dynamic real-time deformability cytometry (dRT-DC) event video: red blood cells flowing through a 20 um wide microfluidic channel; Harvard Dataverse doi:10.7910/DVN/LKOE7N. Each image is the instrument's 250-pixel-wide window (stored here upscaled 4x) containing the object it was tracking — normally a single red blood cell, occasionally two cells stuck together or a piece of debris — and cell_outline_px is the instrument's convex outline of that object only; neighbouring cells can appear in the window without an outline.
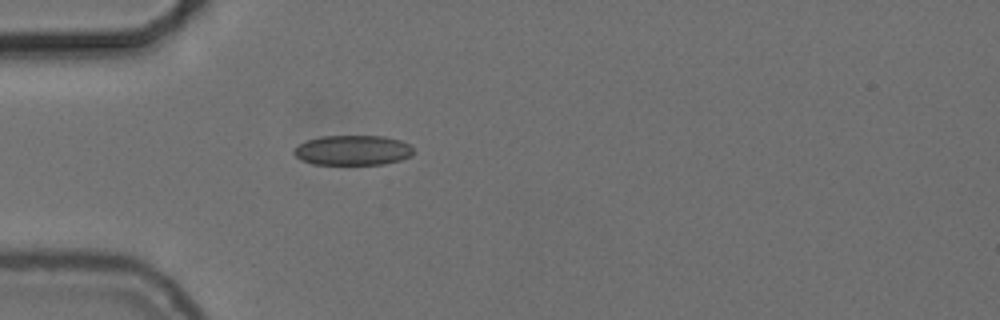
{"species": "common noctule bat (a hibernating species)", "species_latin": "Nyctalus noctula", "temperature_condition": "cold", "stored_images_in_passage": 40, "camera_frame_rate_fps": 3000, "um_per_image_px": 0.085, "animal": {"sex": "female", "body_mass_g": 24.6, "forearm_length_mm": 56.2}, "frame": {"image": 1, "passage_image": 1, "time_ms": 0.0, "image_size_px": [1000, 320], "cell_outline_px": [[416, 152], [412, 156], [400, 160], [384, 164], [312, 164], [300, 160], [292, 152], [300, 144], [308, 140], [320, 136], [384, 136], [400, 140], [412, 144]], "centroid_in_image_um": [30.05, 12.77], "position_along_channel_um": 55.0, "area_um2": 21.1}}
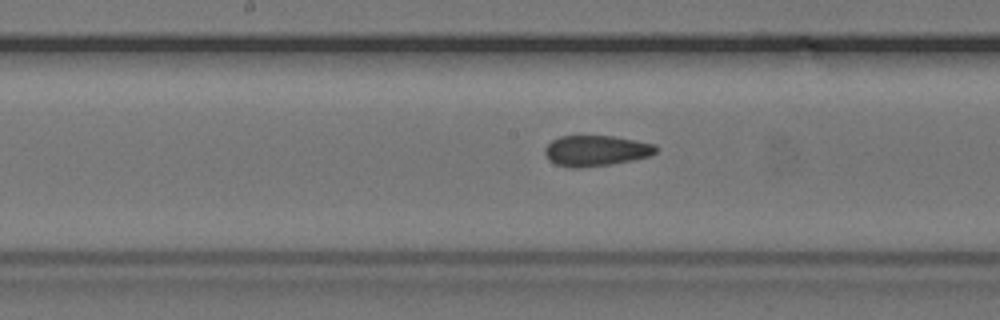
{"frame": {"image": 2, "passage_image": 13, "time_ms": 4.0, "image_size_px": [1000, 320], "cell_outline_px": [[656, 152], [648, 156], [632, 160], [612, 164], [580, 168], [568, 168], [556, 164], [548, 160], [544, 152], [544, 148], [552, 140], [560, 136], [612, 136], [656, 144]], "centroid_in_image_um": [50.61, 12.82], "position_along_channel_um": 197.6, "area_um2": 19.88}}
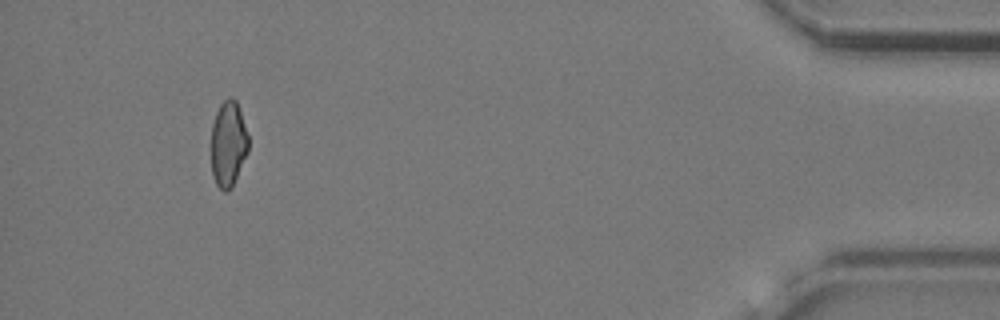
{"frame": {"image": 3, "passage_image": 36, "time_ms": 11.667, "image_size_px": [1000, 320], "cell_outline_px": [[248, 152], [232, 188], [228, 192], [224, 192], [216, 184], [212, 172], [212, 124], [216, 112], [220, 104], [228, 96], [232, 96], [236, 100], [248, 136]], "centroid_in_image_um": [19.4, 12.24], "position_along_channel_um": 415.8, "area_um2": 18.55}, "authors_computed_cell_mechanics": {"area_um2": 20.2011, "velocity_mm_per_s": 3.7322, "shape_relaxation_time_tau1_ms": null, "shape_relaxation_time_tau2_ms": 2.7574, "deformation_change_tau1": null, "deformation_change_tau2": 0.0842}}